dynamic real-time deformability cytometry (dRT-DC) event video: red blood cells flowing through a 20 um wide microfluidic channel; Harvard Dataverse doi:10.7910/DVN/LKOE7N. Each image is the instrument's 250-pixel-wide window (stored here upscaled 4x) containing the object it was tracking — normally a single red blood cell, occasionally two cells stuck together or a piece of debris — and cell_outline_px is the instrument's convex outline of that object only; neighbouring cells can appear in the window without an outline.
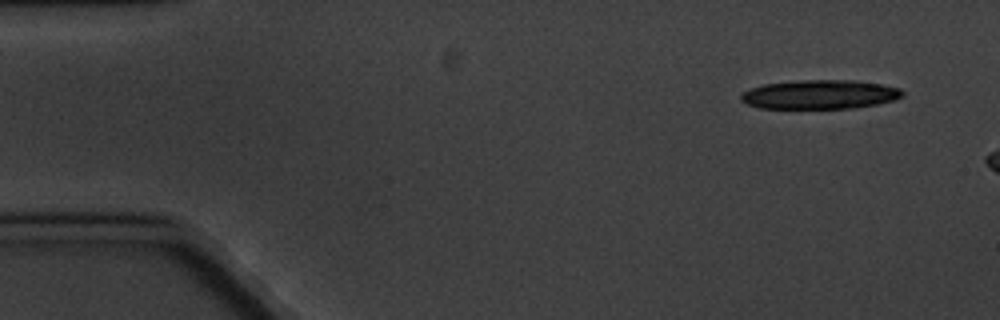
{"species": "common noctule bat (a hibernating species)", "species_latin": "Nyctalus noctula", "temperature_condition": "cold", "stored_images_in_passage": 3, "camera_frame_rate_fps": 3000, "um_per_image_px": 0.085, "animal": {"sex": "male", "body_mass_g": 20.1, "forearm_length_mm": 53.5}, "frame": {"image": 1, "passage_image": 1, "time_ms": 0.0, "image_size_px": [1000, 320], "cell_outline_px": [[904, 96], [892, 100], [876, 104], [852, 108], [760, 108], [748, 104], [740, 100], [740, 96], [744, 92], [752, 88], [764, 84], [796, 80], [856, 80], [880, 84], [900, 88], [904, 92]], "centroid_in_image_um": [69.7, 8.02], "position_along_channel_um": 15.3, "area_um2": 27.28}}